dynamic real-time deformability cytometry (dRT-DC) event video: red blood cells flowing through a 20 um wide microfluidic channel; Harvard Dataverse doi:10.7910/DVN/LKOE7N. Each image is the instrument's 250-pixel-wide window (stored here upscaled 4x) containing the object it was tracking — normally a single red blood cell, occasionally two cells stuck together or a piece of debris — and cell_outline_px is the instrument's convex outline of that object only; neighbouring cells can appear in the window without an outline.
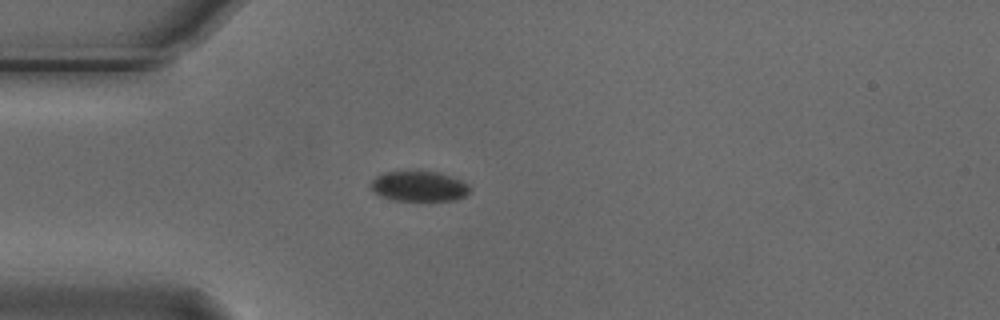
{"species": "Egyptian fruit bat (a non-hibernating species)", "species_latin": "Rousettus aegyptiacus", "temperature_condition": "cold", "stored_images_in_passage": 4, "camera_frame_rate_fps": 3000, "um_per_image_px": 0.085, "animal": {"sex": "male"}, "frame": {"image": 1, "passage_image": 4, "time_ms": 1.0, "image_size_px": [1000, 320], "cell_outline_px": [[468, 192], [464, 196], [456, 200], [388, 200], [380, 196], [372, 188], [372, 180], [376, 176], [384, 172], [440, 172], [452, 176], [468, 184]], "centroid_in_image_um": [35.61, 15.84], "position_along_channel_um": 49.4, "area_um2": 17.17}}